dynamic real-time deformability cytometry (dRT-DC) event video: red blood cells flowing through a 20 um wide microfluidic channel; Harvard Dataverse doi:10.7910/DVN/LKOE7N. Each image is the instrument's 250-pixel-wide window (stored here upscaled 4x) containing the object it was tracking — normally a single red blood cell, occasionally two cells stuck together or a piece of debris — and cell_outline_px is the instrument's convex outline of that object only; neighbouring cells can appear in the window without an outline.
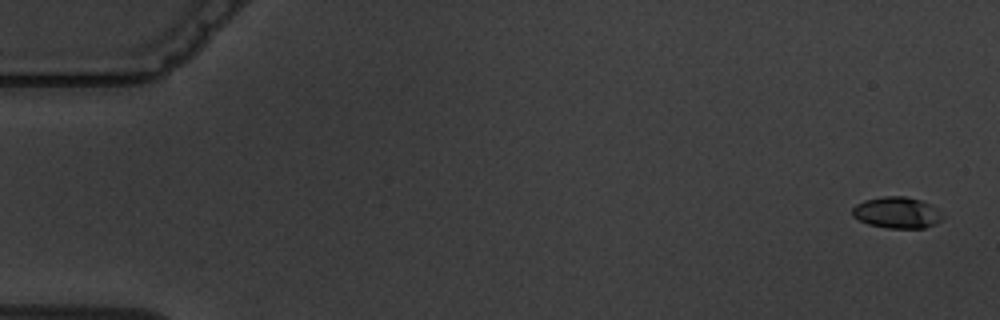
{"species": "common noctule bat (a hibernating species)", "species_latin": "Nyctalus noctula", "temperature_condition": "warm", "stored_images_in_passage": 8, "camera_frame_rate_fps": 3000, "um_per_image_px": 0.085, "animal": {"sex": "male", "body_mass_g": 19.5, "forearm_length_mm": 54.6}, "frame": {"image": 1, "passage_image": 1, "time_ms": 0.0, "image_size_px": [1000, 320], "cell_outline_px": [[944, 216], [936, 224], [924, 228], [888, 228], [868, 224], [852, 216], [852, 208], [856, 204], [864, 200], [884, 196], [904, 196], [920, 200], [928, 204], [940, 212]], "centroid_in_image_um": [76.21, 18.07], "position_along_channel_um": 8.8, "area_um2": 16.36}}
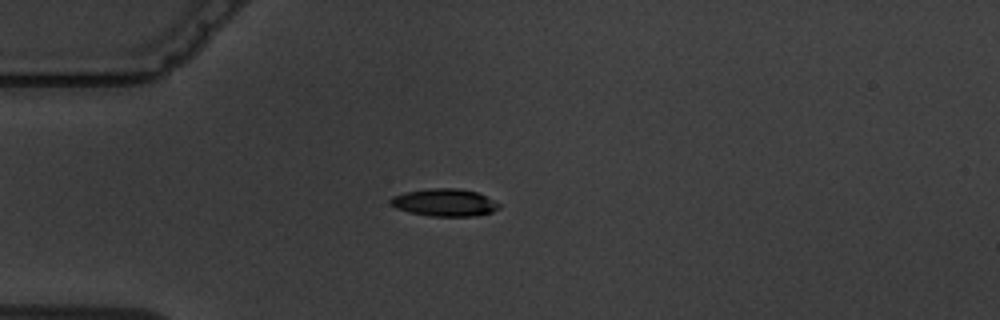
{"frame": {"image": 2, "passage_image": 4, "time_ms": 4.667, "image_size_px": [1000, 320], "cell_outline_px": [[500, 208], [492, 212], [476, 216], [428, 216], [408, 212], [396, 208], [388, 204], [388, 200], [392, 196], [404, 192], [432, 188], [456, 188], [476, 192], [500, 204]], "centroid_in_image_um": [37.73, 17.22], "position_along_channel_um": 47.3, "area_um2": 17.46}}